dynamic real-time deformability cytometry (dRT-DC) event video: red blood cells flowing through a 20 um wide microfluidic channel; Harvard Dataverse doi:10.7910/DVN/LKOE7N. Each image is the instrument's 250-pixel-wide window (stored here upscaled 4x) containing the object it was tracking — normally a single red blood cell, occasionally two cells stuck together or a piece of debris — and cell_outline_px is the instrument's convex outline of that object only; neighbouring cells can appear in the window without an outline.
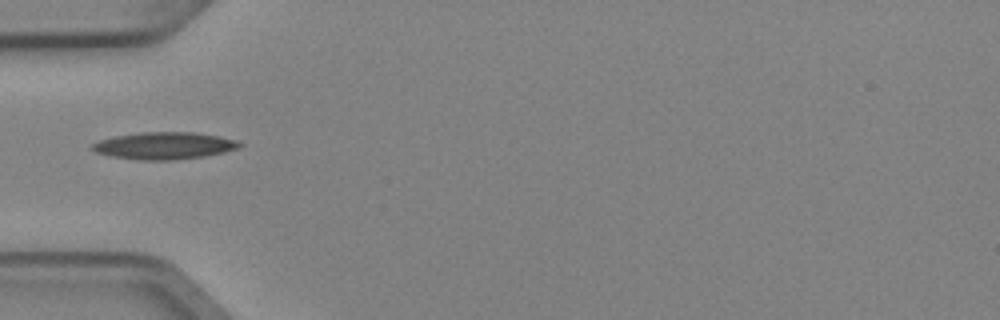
{"species": "Egyptian fruit bat (a non-hibernating species)", "species_latin": "Rousettus aegyptiacus", "temperature_condition": "cold", "stored_images_in_passage": 1, "camera_frame_rate_fps": 3000, "um_per_image_px": 0.085, "animal": {"sex": "female"}, "frame": {"image": 1, "passage_image": 1, "time_ms": 0.0, "image_size_px": [1000, 320], "cell_outline_px": [[244, 144], [240, 148], [224, 152], [204, 156], [172, 160], [140, 160], [112, 156], [96, 152], [92, 148], [92, 144], [100, 140], [112, 136], [140, 132], [192, 132], [216, 136], [236, 140]], "centroid_in_image_um": [13.97, 12.38], "position_along_channel_um": 71.0, "area_um2": 23.18}}